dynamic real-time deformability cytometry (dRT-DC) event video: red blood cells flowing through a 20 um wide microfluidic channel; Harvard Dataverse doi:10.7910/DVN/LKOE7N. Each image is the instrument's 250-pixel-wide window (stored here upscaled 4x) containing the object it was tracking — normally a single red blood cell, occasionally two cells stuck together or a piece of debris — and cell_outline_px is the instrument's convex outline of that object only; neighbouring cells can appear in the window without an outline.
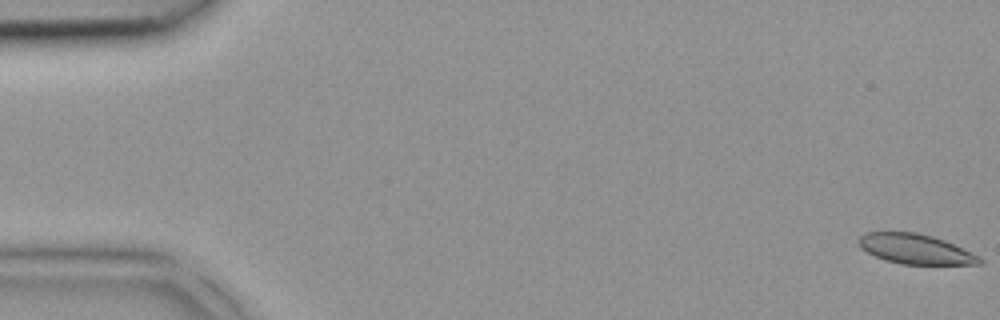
{"species": "common noctule bat (a hibernating species)", "species_latin": "Nyctalus noctula", "temperature_condition": "room temperature", "stored_images_in_passage": 5, "camera_frame_rate_fps": 3000, "um_per_image_px": 0.085, "animal": {"sex": "female", "body_mass_g": 18.4}, "frame": {"image": 1, "passage_image": 1, "time_ms": 0.0, "image_size_px": [1000, 320], "cell_outline_px": [[984, 260], [980, 264], [904, 264], [888, 260], [876, 256], [860, 248], [860, 236], [864, 232], [916, 232], [932, 236], [944, 240], [980, 256]], "centroid_in_image_um": [77.84, 21.16], "position_along_channel_um": 7.2, "area_um2": 20.75}}